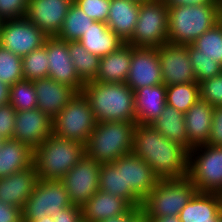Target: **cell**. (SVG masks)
<instances>
[{
    "label": "cell",
    "instance_id": "cell-48",
    "mask_svg": "<svg viewBox=\"0 0 222 222\" xmlns=\"http://www.w3.org/2000/svg\"><path fill=\"white\" fill-rule=\"evenodd\" d=\"M10 87L11 86L0 82V106L9 103Z\"/></svg>",
    "mask_w": 222,
    "mask_h": 222
},
{
    "label": "cell",
    "instance_id": "cell-12",
    "mask_svg": "<svg viewBox=\"0 0 222 222\" xmlns=\"http://www.w3.org/2000/svg\"><path fill=\"white\" fill-rule=\"evenodd\" d=\"M48 36L26 17L3 21L0 46L23 57L40 48Z\"/></svg>",
    "mask_w": 222,
    "mask_h": 222
},
{
    "label": "cell",
    "instance_id": "cell-19",
    "mask_svg": "<svg viewBox=\"0 0 222 222\" xmlns=\"http://www.w3.org/2000/svg\"><path fill=\"white\" fill-rule=\"evenodd\" d=\"M38 180L33 164L24 170L0 178V201L23 209Z\"/></svg>",
    "mask_w": 222,
    "mask_h": 222
},
{
    "label": "cell",
    "instance_id": "cell-11",
    "mask_svg": "<svg viewBox=\"0 0 222 222\" xmlns=\"http://www.w3.org/2000/svg\"><path fill=\"white\" fill-rule=\"evenodd\" d=\"M100 165L85 154L61 179L72 205L82 207L99 190Z\"/></svg>",
    "mask_w": 222,
    "mask_h": 222
},
{
    "label": "cell",
    "instance_id": "cell-10",
    "mask_svg": "<svg viewBox=\"0 0 222 222\" xmlns=\"http://www.w3.org/2000/svg\"><path fill=\"white\" fill-rule=\"evenodd\" d=\"M61 180H38L22 209V221L40 220L71 206Z\"/></svg>",
    "mask_w": 222,
    "mask_h": 222
},
{
    "label": "cell",
    "instance_id": "cell-34",
    "mask_svg": "<svg viewBox=\"0 0 222 222\" xmlns=\"http://www.w3.org/2000/svg\"><path fill=\"white\" fill-rule=\"evenodd\" d=\"M198 99L200 93L197 82L166 86V104L184 114Z\"/></svg>",
    "mask_w": 222,
    "mask_h": 222
},
{
    "label": "cell",
    "instance_id": "cell-44",
    "mask_svg": "<svg viewBox=\"0 0 222 222\" xmlns=\"http://www.w3.org/2000/svg\"><path fill=\"white\" fill-rule=\"evenodd\" d=\"M53 222H81L82 212L81 207L76 205H71L64 208L62 211H58L51 215Z\"/></svg>",
    "mask_w": 222,
    "mask_h": 222
},
{
    "label": "cell",
    "instance_id": "cell-56",
    "mask_svg": "<svg viewBox=\"0 0 222 222\" xmlns=\"http://www.w3.org/2000/svg\"><path fill=\"white\" fill-rule=\"evenodd\" d=\"M219 222H222V214H221V216H220V218H219Z\"/></svg>",
    "mask_w": 222,
    "mask_h": 222
},
{
    "label": "cell",
    "instance_id": "cell-21",
    "mask_svg": "<svg viewBox=\"0 0 222 222\" xmlns=\"http://www.w3.org/2000/svg\"><path fill=\"white\" fill-rule=\"evenodd\" d=\"M222 194L196 192L179 213L181 222H219Z\"/></svg>",
    "mask_w": 222,
    "mask_h": 222
},
{
    "label": "cell",
    "instance_id": "cell-9",
    "mask_svg": "<svg viewBox=\"0 0 222 222\" xmlns=\"http://www.w3.org/2000/svg\"><path fill=\"white\" fill-rule=\"evenodd\" d=\"M168 42V8L162 0L140 3L139 17L132 37L134 47L158 48Z\"/></svg>",
    "mask_w": 222,
    "mask_h": 222
},
{
    "label": "cell",
    "instance_id": "cell-18",
    "mask_svg": "<svg viewBox=\"0 0 222 222\" xmlns=\"http://www.w3.org/2000/svg\"><path fill=\"white\" fill-rule=\"evenodd\" d=\"M118 159L123 163L124 189H132L143 201L160 179L147 162L133 153Z\"/></svg>",
    "mask_w": 222,
    "mask_h": 222
},
{
    "label": "cell",
    "instance_id": "cell-33",
    "mask_svg": "<svg viewBox=\"0 0 222 222\" xmlns=\"http://www.w3.org/2000/svg\"><path fill=\"white\" fill-rule=\"evenodd\" d=\"M95 21L72 3L57 38L64 41H78Z\"/></svg>",
    "mask_w": 222,
    "mask_h": 222
},
{
    "label": "cell",
    "instance_id": "cell-7",
    "mask_svg": "<svg viewBox=\"0 0 222 222\" xmlns=\"http://www.w3.org/2000/svg\"><path fill=\"white\" fill-rule=\"evenodd\" d=\"M96 124L88 98L83 92H77L53 118L52 134L86 145Z\"/></svg>",
    "mask_w": 222,
    "mask_h": 222
},
{
    "label": "cell",
    "instance_id": "cell-6",
    "mask_svg": "<svg viewBox=\"0 0 222 222\" xmlns=\"http://www.w3.org/2000/svg\"><path fill=\"white\" fill-rule=\"evenodd\" d=\"M196 192L195 185L188 177L159 180L143 200L141 212L146 217L179 216Z\"/></svg>",
    "mask_w": 222,
    "mask_h": 222
},
{
    "label": "cell",
    "instance_id": "cell-24",
    "mask_svg": "<svg viewBox=\"0 0 222 222\" xmlns=\"http://www.w3.org/2000/svg\"><path fill=\"white\" fill-rule=\"evenodd\" d=\"M132 206L119 196L98 190L81 207L84 222H98L110 217L122 215Z\"/></svg>",
    "mask_w": 222,
    "mask_h": 222
},
{
    "label": "cell",
    "instance_id": "cell-42",
    "mask_svg": "<svg viewBox=\"0 0 222 222\" xmlns=\"http://www.w3.org/2000/svg\"><path fill=\"white\" fill-rule=\"evenodd\" d=\"M16 110L9 104L0 106V138L11 139L14 134Z\"/></svg>",
    "mask_w": 222,
    "mask_h": 222
},
{
    "label": "cell",
    "instance_id": "cell-3",
    "mask_svg": "<svg viewBox=\"0 0 222 222\" xmlns=\"http://www.w3.org/2000/svg\"><path fill=\"white\" fill-rule=\"evenodd\" d=\"M85 155V145L51 134L33 150L32 164L40 180H61Z\"/></svg>",
    "mask_w": 222,
    "mask_h": 222
},
{
    "label": "cell",
    "instance_id": "cell-54",
    "mask_svg": "<svg viewBox=\"0 0 222 222\" xmlns=\"http://www.w3.org/2000/svg\"><path fill=\"white\" fill-rule=\"evenodd\" d=\"M2 23H3V20L0 18V31H1Z\"/></svg>",
    "mask_w": 222,
    "mask_h": 222
},
{
    "label": "cell",
    "instance_id": "cell-46",
    "mask_svg": "<svg viewBox=\"0 0 222 222\" xmlns=\"http://www.w3.org/2000/svg\"><path fill=\"white\" fill-rule=\"evenodd\" d=\"M166 7L174 8L178 6H200V5H208V4H218L216 0H162Z\"/></svg>",
    "mask_w": 222,
    "mask_h": 222
},
{
    "label": "cell",
    "instance_id": "cell-45",
    "mask_svg": "<svg viewBox=\"0 0 222 222\" xmlns=\"http://www.w3.org/2000/svg\"><path fill=\"white\" fill-rule=\"evenodd\" d=\"M0 222H23L22 209L0 201Z\"/></svg>",
    "mask_w": 222,
    "mask_h": 222
},
{
    "label": "cell",
    "instance_id": "cell-57",
    "mask_svg": "<svg viewBox=\"0 0 222 222\" xmlns=\"http://www.w3.org/2000/svg\"><path fill=\"white\" fill-rule=\"evenodd\" d=\"M2 141H3V139L0 138V147H1Z\"/></svg>",
    "mask_w": 222,
    "mask_h": 222
},
{
    "label": "cell",
    "instance_id": "cell-52",
    "mask_svg": "<svg viewBox=\"0 0 222 222\" xmlns=\"http://www.w3.org/2000/svg\"><path fill=\"white\" fill-rule=\"evenodd\" d=\"M218 5V23L222 26V4Z\"/></svg>",
    "mask_w": 222,
    "mask_h": 222
},
{
    "label": "cell",
    "instance_id": "cell-30",
    "mask_svg": "<svg viewBox=\"0 0 222 222\" xmlns=\"http://www.w3.org/2000/svg\"><path fill=\"white\" fill-rule=\"evenodd\" d=\"M151 125L165 138L177 142L188 149L184 113L166 104L162 113Z\"/></svg>",
    "mask_w": 222,
    "mask_h": 222
},
{
    "label": "cell",
    "instance_id": "cell-13",
    "mask_svg": "<svg viewBox=\"0 0 222 222\" xmlns=\"http://www.w3.org/2000/svg\"><path fill=\"white\" fill-rule=\"evenodd\" d=\"M162 82L165 86L196 82L188 53V44H171L158 47Z\"/></svg>",
    "mask_w": 222,
    "mask_h": 222
},
{
    "label": "cell",
    "instance_id": "cell-53",
    "mask_svg": "<svg viewBox=\"0 0 222 222\" xmlns=\"http://www.w3.org/2000/svg\"><path fill=\"white\" fill-rule=\"evenodd\" d=\"M135 1H138V2L142 3L144 1H151V0H135Z\"/></svg>",
    "mask_w": 222,
    "mask_h": 222
},
{
    "label": "cell",
    "instance_id": "cell-26",
    "mask_svg": "<svg viewBox=\"0 0 222 222\" xmlns=\"http://www.w3.org/2000/svg\"><path fill=\"white\" fill-rule=\"evenodd\" d=\"M133 47L124 43L116 51L100 58L98 74L94 81L125 83L129 75Z\"/></svg>",
    "mask_w": 222,
    "mask_h": 222
},
{
    "label": "cell",
    "instance_id": "cell-2",
    "mask_svg": "<svg viewBox=\"0 0 222 222\" xmlns=\"http://www.w3.org/2000/svg\"><path fill=\"white\" fill-rule=\"evenodd\" d=\"M82 92L97 122H136L134 91L126 83L90 81Z\"/></svg>",
    "mask_w": 222,
    "mask_h": 222
},
{
    "label": "cell",
    "instance_id": "cell-8",
    "mask_svg": "<svg viewBox=\"0 0 222 222\" xmlns=\"http://www.w3.org/2000/svg\"><path fill=\"white\" fill-rule=\"evenodd\" d=\"M197 192L222 194V147L204 144L189 151L188 176Z\"/></svg>",
    "mask_w": 222,
    "mask_h": 222
},
{
    "label": "cell",
    "instance_id": "cell-41",
    "mask_svg": "<svg viewBox=\"0 0 222 222\" xmlns=\"http://www.w3.org/2000/svg\"><path fill=\"white\" fill-rule=\"evenodd\" d=\"M29 0H0V18L3 21L24 18Z\"/></svg>",
    "mask_w": 222,
    "mask_h": 222
},
{
    "label": "cell",
    "instance_id": "cell-49",
    "mask_svg": "<svg viewBox=\"0 0 222 222\" xmlns=\"http://www.w3.org/2000/svg\"><path fill=\"white\" fill-rule=\"evenodd\" d=\"M149 222H181L179 216L147 217Z\"/></svg>",
    "mask_w": 222,
    "mask_h": 222
},
{
    "label": "cell",
    "instance_id": "cell-27",
    "mask_svg": "<svg viewBox=\"0 0 222 222\" xmlns=\"http://www.w3.org/2000/svg\"><path fill=\"white\" fill-rule=\"evenodd\" d=\"M78 41L88 52L99 58L116 51L125 43L101 21H95Z\"/></svg>",
    "mask_w": 222,
    "mask_h": 222
},
{
    "label": "cell",
    "instance_id": "cell-22",
    "mask_svg": "<svg viewBox=\"0 0 222 222\" xmlns=\"http://www.w3.org/2000/svg\"><path fill=\"white\" fill-rule=\"evenodd\" d=\"M214 107L202 99H198L184 114L188 136V150L207 144L212 125Z\"/></svg>",
    "mask_w": 222,
    "mask_h": 222
},
{
    "label": "cell",
    "instance_id": "cell-43",
    "mask_svg": "<svg viewBox=\"0 0 222 222\" xmlns=\"http://www.w3.org/2000/svg\"><path fill=\"white\" fill-rule=\"evenodd\" d=\"M207 144L222 147V106L214 107Z\"/></svg>",
    "mask_w": 222,
    "mask_h": 222
},
{
    "label": "cell",
    "instance_id": "cell-28",
    "mask_svg": "<svg viewBox=\"0 0 222 222\" xmlns=\"http://www.w3.org/2000/svg\"><path fill=\"white\" fill-rule=\"evenodd\" d=\"M99 190L119 196L132 207H141L143 202L132 189H124L123 163L119 159L100 165Z\"/></svg>",
    "mask_w": 222,
    "mask_h": 222
},
{
    "label": "cell",
    "instance_id": "cell-17",
    "mask_svg": "<svg viewBox=\"0 0 222 222\" xmlns=\"http://www.w3.org/2000/svg\"><path fill=\"white\" fill-rule=\"evenodd\" d=\"M46 51L49 61L48 77L71 86L77 92H82L84 83L77 75L72 63L68 42L56 36L46 38Z\"/></svg>",
    "mask_w": 222,
    "mask_h": 222
},
{
    "label": "cell",
    "instance_id": "cell-14",
    "mask_svg": "<svg viewBox=\"0 0 222 222\" xmlns=\"http://www.w3.org/2000/svg\"><path fill=\"white\" fill-rule=\"evenodd\" d=\"M125 83L133 91L163 83L157 48H132L131 65Z\"/></svg>",
    "mask_w": 222,
    "mask_h": 222
},
{
    "label": "cell",
    "instance_id": "cell-25",
    "mask_svg": "<svg viewBox=\"0 0 222 222\" xmlns=\"http://www.w3.org/2000/svg\"><path fill=\"white\" fill-rule=\"evenodd\" d=\"M140 2L111 0L107 26L125 43L132 37L139 17Z\"/></svg>",
    "mask_w": 222,
    "mask_h": 222
},
{
    "label": "cell",
    "instance_id": "cell-38",
    "mask_svg": "<svg viewBox=\"0 0 222 222\" xmlns=\"http://www.w3.org/2000/svg\"><path fill=\"white\" fill-rule=\"evenodd\" d=\"M200 99L213 107L222 106V73L199 83Z\"/></svg>",
    "mask_w": 222,
    "mask_h": 222
},
{
    "label": "cell",
    "instance_id": "cell-15",
    "mask_svg": "<svg viewBox=\"0 0 222 222\" xmlns=\"http://www.w3.org/2000/svg\"><path fill=\"white\" fill-rule=\"evenodd\" d=\"M53 119L38 108L17 111L13 139L36 149L52 134Z\"/></svg>",
    "mask_w": 222,
    "mask_h": 222
},
{
    "label": "cell",
    "instance_id": "cell-35",
    "mask_svg": "<svg viewBox=\"0 0 222 222\" xmlns=\"http://www.w3.org/2000/svg\"><path fill=\"white\" fill-rule=\"evenodd\" d=\"M22 71L25 80L34 81L48 78L49 61L46 51V40L40 48L22 57Z\"/></svg>",
    "mask_w": 222,
    "mask_h": 222
},
{
    "label": "cell",
    "instance_id": "cell-23",
    "mask_svg": "<svg viewBox=\"0 0 222 222\" xmlns=\"http://www.w3.org/2000/svg\"><path fill=\"white\" fill-rule=\"evenodd\" d=\"M136 124L151 125L166 105V86H146L134 91Z\"/></svg>",
    "mask_w": 222,
    "mask_h": 222
},
{
    "label": "cell",
    "instance_id": "cell-20",
    "mask_svg": "<svg viewBox=\"0 0 222 222\" xmlns=\"http://www.w3.org/2000/svg\"><path fill=\"white\" fill-rule=\"evenodd\" d=\"M33 83L37 95V108L52 119L77 93L71 86L59 83L49 77L34 80Z\"/></svg>",
    "mask_w": 222,
    "mask_h": 222
},
{
    "label": "cell",
    "instance_id": "cell-31",
    "mask_svg": "<svg viewBox=\"0 0 222 222\" xmlns=\"http://www.w3.org/2000/svg\"><path fill=\"white\" fill-rule=\"evenodd\" d=\"M190 58H207L222 65V26L216 23L192 44H188Z\"/></svg>",
    "mask_w": 222,
    "mask_h": 222
},
{
    "label": "cell",
    "instance_id": "cell-16",
    "mask_svg": "<svg viewBox=\"0 0 222 222\" xmlns=\"http://www.w3.org/2000/svg\"><path fill=\"white\" fill-rule=\"evenodd\" d=\"M73 0H29L26 18L48 37L57 36Z\"/></svg>",
    "mask_w": 222,
    "mask_h": 222
},
{
    "label": "cell",
    "instance_id": "cell-1",
    "mask_svg": "<svg viewBox=\"0 0 222 222\" xmlns=\"http://www.w3.org/2000/svg\"><path fill=\"white\" fill-rule=\"evenodd\" d=\"M132 153L147 162L160 180L188 176L189 150L152 125L136 124Z\"/></svg>",
    "mask_w": 222,
    "mask_h": 222
},
{
    "label": "cell",
    "instance_id": "cell-47",
    "mask_svg": "<svg viewBox=\"0 0 222 222\" xmlns=\"http://www.w3.org/2000/svg\"><path fill=\"white\" fill-rule=\"evenodd\" d=\"M140 212L141 207H131L127 212L123 213L122 215L110 217L98 222H131Z\"/></svg>",
    "mask_w": 222,
    "mask_h": 222
},
{
    "label": "cell",
    "instance_id": "cell-29",
    "mask_svg": "<svg viewBox=\"0 0 222 222\" xmlns=\"http://www.w3.org/2000/svg\"><path fill=\"white\" fill-rule=\"evenodd\" d=\"M33 150L13 138L3 139L0 147V178L32 165Z\"/></svg>",
    "mask_w": 222,
    "mask_h": 222
},
{
    "label": "cell",
    "instance_id": "cell-4",
    "mask_svg": "<svg viewBox=\"0 0 222 222\" xmlns=\"http://www.w3.org/2000/svg\"><path fill=\"white\" fill-rule=\"evenodd\" d=\"M136 122H97L85 145V154L97 163H113L132 153Z\"/></svg>",
    "mask_w": 222,
    "mask_h": 222
},
{
    "label": "cell",
    "instance_id": "cell-55",
    "mask_svg": "<svg viewBox=\"0 0 222 222\" xmlns=\"http://www.w3.org/2000/svg\"><path fill=\"white\" fill-rule=\"evenodd\" d=\"M218 4H222V0H216Z\"/></svg>",
    "mask_w": 222,
    "mask_h": 222
},
{
    "label": "cell",
    "instance_id": "cell-36",
    "mask_svg": "<svg viewBox=\"0 0 222 222\" xmlns=\"http://www.w3.org/2000/svg\"><path fill=\"white\" fill-rule=\"evenodd\" d=\"M9 104L17 111L37 108V95L33 81L21 80L10 87Z\"/></svg>",
    "mask_w": 222,
    "mask_h": 222
},
{
    "label": "cell",
    "instance_id": "cell-39",
    "mask_svg": "<svg viewBox=\"0 0 222 222\" xmlns=\"http://www.w3.org/2000/svg\"><path fill=\"white\" fill-rule=\"evenodd\" d=\"M94 21H107L111 0H73Z\"/></svg>",
    "mask_w": 222,
    "mask_h": 222
},
{
    "label": "cell",
    "instance_id": "cell-50",
    "mask_svg": "<svg viewBox=\"0 0 222 222\" xmlns=\"http://www.w3.org/2000/svg\"><path fill=\"white\" fill-rule=\"evenodd\" d=\"M131 222H149V219L140 212Z\"/></svg>",
    "mask_w": 222,
    "mask_h": 222
},
{
    "label": "cell",
    "instance_id": "cell-37",
    "mask_svg": "<svg viewBox=\"0 0 222 222\" xmlns=\"http://www.w3.org/2000/svg\"><path fill=\"white\" fill-rule=\"evenodd\" d=\"M23 79L22 57L0 46V82L12 86Z\"/></svg>",
    "mask_w": 222,
    "mask_h": 222
},
{
    "label": "cell",
    "instance_id": "cell-51",
    "mask_svg": "<svg viewBox=\"0 0 222 222\" xmlns=\"http://www.w3.org/2000/svg\"><path fill=\"white\" fill-rule=\"evenodd\" d=\"M23 222H53V219L51 216H45L40 220L23 221Z\"/></svg>",
    "mask_w": 222,
    "mask_h": 222
},
{
    "label": "cell",
    "instance_id": "cell-32",
    "mask_svg": "<svg viewBox=\"0 0 222 222\" xmlns=\"http://www.w3.org/2000/svg\"><path fill=\"white\" fill-rule=\"evenodd\" d=\"M68 51L80 80L84 84L94 81L98 74L100 58L88 52L79 41H68Z\"/></svg>",
    "mask_w": 222,
    "mask_h": 222
},
{
    "label": "cell",
    "instance_id": "cell-40",
    "mask_svg": "<svg viewBox=\"0 0 222 222\" xmlns=\"http://www.w3.org/2000/svg\"><path fill=\"white\" fill-rule=\"evenodd\" d=\"M190 61L197 83L222 73V65L217 63L216 60L207 58H190Z\"/></svg>",
    "mask_w": 222,
    "mask_h": 222
},
{
    "label": "cell",
    "instance_id": "cell-5",
    "mask_svg": "<svg viewBox=\"0 0 222 222\" xmlns=\"http://www.w3.org/2000/svg\"><path fill=\"white\" fill-rule=\"evenodd\" d=\"M218 4L178 6L168 9V42L192 44L218 23Z\"/></svg>",
    "mask_w": 222,
    "mask_h": 222
}]
</instances>
